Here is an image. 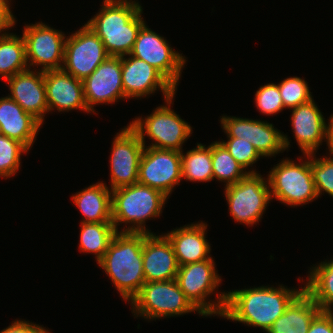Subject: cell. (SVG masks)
Wrapping results in <instances>:
<instances>
[{
  "instance_id": "cell-4",
  "label": "cell",
  "mask_w": 333,
  "mask_h": 333,
  "mask_svg": "<svg viewBox=\"0 0 333 333\" xmlns=\"http://www.w3.org/2000/svg\"><path fill=\"white\" fill-rule=\"evenodd\" d=\"M161 191L139 183L119 187L112 190V222L117 232L147 233L145 222L160 217L167 202ZM126 225L121 231L118 226Z\"/></svg>"
},
{
  "instance_id": "cell-33",
  "label": "cell",
  "mask_w": 333,
  "mask_h": 333,
  "mask_svg": "<svg viewBox=\"0 0 333 333\" xmlns=\"http://www.w3.org/2000/svg\"><path fill=\"white\" fill-rule=\"evenodd\" d=\"M311 171L317 196L325 191L333 198V158H316L315 153L311 154Z\"/></svg>"
},
{
  "instance_id": "cell-31",
  "label": "cell",
  "mask_w": 333,
  "mask_h": 333,
  "mask_svg": "<svg viewBox=\"0 0 333 333\" xmlns=\"http://www.w3.org/2000/svg\"><path fill=\"white\" fill-rule=\"evenodd\" d=\"M28 151L19 141L0 134V177L14 176L20 168L22 154Z\"/></svg>"
},
{
  "instance_id": "cell-37",
  "label": "cell",
  "mask_w": 333,
  "mask_h": 333,
  "mask_svg": "<svg viewBox=\"0 0 333 333\" xmlns=\"http://www.w3.org/2000/svg\"><path fill=\"white\" fill-rule=\"evenodd\" d=\"M307 333H333V311H321L312 320Z\"/></svg>"
},
{
  "instance_id": "cell-19",
  "label": "cell",
  "mask_w": 333,
  "mask_h": 333,
  "mask_svg": "<svg viewBox=\"0 0 333 333\" xmlns=\"http://www.w3.org/2000/svg\"><path fill=\"white\" fill-rule=\"evenodd\" d=\"M46 101L49 112H68L74 109L91 113L84 97L83 81L63 69L44 72Z\"/></svg>"
},
{
  "instance_id": "cell-1",
  "label": "cell",
  "mask_w": 333,
  "mask_h": 333,
  "mask_svg": "<svg viewBox=\"0 0 333 333\" xmlns=\"http://www.w3.org/2000/svg\"><path fill=\"white\" fill-rule=\"evenodd\" d=\"M259 286L237 289L226 293V303L221 317L267 332L290 303L304 290Z\"/></svg>"
},
{
  "instance_id": "cell-2",
  "label": "cell",
  "mask_w": 333,
  "mask_h": 333,
  "mask_svg": "<svg viewBox=\"0 0 333 333\" xmlns=\"http://www.w3.org/2000/svg\"><path fill=\"white\" fill-rule=\"evenodd\" d=\"M101 9L87 25L102 40L109 56L131 53L141 27L143 8L135 0H103Z\"/></svg>"
},
{
  "instance_id": "cell-23",
  "label": "cell",
  "mask_w": 333,
  "mask_h": 333,
  "mask_svg": "<svg viewBox=\"0 0 333 333\" xmlns=\"http://www.w3.org/2000/svg\"><path fill=\"white\" fill-rule=\"evenodd\" d=\"M83 219L80 223L112 222V190L102 181L72 195Z\"/></svg>"
},
{
  "instance_id": "cell-29",
  "label": "cell",
  "mask_w": 333,
  "mask_h": 333,
  "mask_svg": "<svg viewBox=\"0 0 333 333\" xmlns=\"http://www.w3.org/2000/svg\"><path fill=\"white\" fill-rule=\"evenodd\" d=\"M212 170L213 180L225 182V187L237 183L248 173H258L246 171L220 141L212 142Z\"/></svg>"
},
{
  "instance_id": "cell-8",
  "label": "cell",
  "mask_w": 333,
  "mask_h": 333,
  "mask_svg": "<svg viewBox=\"0 0 333 333\" xmlns=\"http://www.w3.org/2000/svg\"><path fill=\"white\" fill-rule=\"evenodd\" d=\"M135 318L156 320L197 312L176 280L145 282L138 295L129 303Z\"/></svg>"
},
{
  "instance_id": "cell-20",
  "label": "cell",
  "mask_w": 333,
  "mask_h": 333,
  "mask_svg": "<svg viewBox=\"0 0 333 333\" xmlns=\"http://www.w3.org/2000/svg\"><path fill=\"white\" fill-rule=\"evenodd\" d=\"M290 110V122L302 154H316L323 140L327 141V123L322 112L314 99Z\"/></svg>"
},
{
  "instance_id": "cell-28",
  "label": "cell",
  "mask_w": 333,
  "mask_h": 333,
  "mask_svg": "<svg viewBox=\"0 0 333 333\" xmlns=\"http://www.w3.org/2000/svg\"><path fill=\"white\" fill-rule=\"evenodd\" d=\"M182 179L193 182H210L213 180L212 143L206 147L197 143L196 148L181 152Z\"/></svg>"
},
{
  "instance_id": "cell-35",
  "label": "cell",
  "mask_w": 333,
  "mask_h": 333,
  "mask_svg": "<svg viewBox=\"0 0 333 333\" xmlns=\"http://www.w3.org/2000/svg\"><path fill=\"white\" fill-rule=\"evenodd\" d=\"M227 139L220 142L245 170L262 157L252 143L235 137H227Z\"/></svg>"
},
{
  "instance_id": "cell-7",
  "label": "cell",
  "mask_w": 333,
  "mask_h": 333,
  "mask_svg": "<svg viewBox=\"0 0 333 333\" xmlns=\"http://www.w3.org/2000/svg\"><path fill=\"white\" fill-rule=\"evenodd\" d=\"M175 96L165 99L166 105H160L147 117H136L129 125L138 133L144 147L177 150L182 152L183 143L192 134V127L170 108ZM145 135L152 139L145 146Z\"/></svg>"
},
{
  "instance_id": "cell-14",
  "label": "cell",
  "mask_w": 333,
  "mask_h": 333,
  "mask_svg": "<svg viewBox=\"0 0 333 333\" xmlns=\"http://www.w3.org/2000/svg\"><path fill=\"white\" fill-rule=\"evenodd\" d=\"M144 148L140 136L130 125L116 133L109 158L111 190L138 183Z\"/></svg>"
},
{
  "instance_id": "cell-30",
  "label": "cell",
  "mask_w": 333,
  "mask_h": 333,
  "mask_svg": "<svg viewBox=\"0 0 333 333\" xmlns=\"http://www.w3.org/2000/svg\"><path fill=\"white\" fill-rule=\"evenodd\" d=\"M291 145L286 134L274 128L272 123L255 120L254 147L263 157L283 153Z\"/></svg>"
},
{
  "instance_id": "cell-10",
  "label": "cell",
  "mask_w": 333,
  "mask_h": 333,
  "mask_svg": "<svg viewBox=\"0 0 333 333\" xmlns=\"http://www.w3.org/2000/svg\"><path fill=\"white\" fill-rule=\"evenodd\" d=\"M26 61L29 69L36 65L40 71L62 69L67 36L43 22L24 26Z\"/></svg>"
},
{
  "instance_id": "cell-32",
  "label": "cell",
  "mask_w": 333,
  "mask_h": 333,
  "mask_svg": "<svg viewBox=\"0 0 333 333\" xmlns=\"http://www.w3.org/2000/svg\"><path fill=\"white\" fill-rule=\"evenodd\" d=\"M284 108L292 109L313 99L307 81L288 77L278 84Z\"/></svg>"
},
{
  "instance_id": "cell-17",
  "label": "cell",
  "mask_w": 333,
  "mask_h": 333,
  "mask_svg": "<svg viewBox=\"0 0 333 333\" xmlns=\"http://www.w3.org/2000/svg\"><path fill=\"white\" fill-rule=\"evenodd\" d=\"M33 70L16 73L5 81L9 85L8 96L43 125L44 117L49 113L44 72L36 71V68Z\"/></svg>"
},
{
  "instance_id": "cell-40",
  "label": "cell",
  "mask_w": 333,
  "mask_h": 333,
  "mask_svg": "<svg viewBox=\"0 0 333 333\" xmlns=\"http://www.w3.org/2000/svg\"><path fill=\"white\" fill-rule=\"evenodd\" d=\"M329 122L327 124V141L326 144L328 146L329 155L333 158V114L328 119Z\"/></svg>"
},
{
  "instance_id": "cell-41",
  "label": "cell",
  "mask_w": 333,
  "mask_h": 333,
  "mask_svg": "<svg viewBox=\"0 0 333 333\" xmlns=\"http://www.w3.org/2000/svg\"><path fill=\"white\" fill-rule=\"evenodd\" d=\"M2 1H4L5 3H7L10 6V3H9L10 0H2Z\"/></svg>"
},
{
  "instance_id": "cell-12",
  "label": "cell",
  "mask_w": 333,
  "mask_h": 333,
  "mask_svg": "<svg viewBox=\"0 0 333 333\" xmlns=\"http://www.w3.org/2000/svg\"><path fill=\"white\" fill-rule=\"evenodd\" d=\"M167 42L145 23L138 33L130 55L155 67L177 88L187 60Z\"/></svg>"
},
{
  "instance_id": "cell-3",
  "label": "cell",
  "mask_w": 333,
  "mask_h": 333,
  "mask_svg": "<svg viewBox=\"0 0 333 333\" xmlns=\"http://www.w3.org/2000/svg\"><path fill=\"white\" fill-rule=\"evenodd\" d=\"M143 233L117 232L98 262L123 300L131 302L145 283Z\"/></svg>"
},
{
  "instance_id": "cell-18",
  "label": "cell",
  "mask_w": 333,
  "mask_h": 333,
  "mask_svg": "<svg viewBox=\"0 0 333 333\" xmlns=\"http://www.w3.org/2000/svg\"><path fill=\"white\" fill-rule=\"evenodd\" d=\"M142 257L145 282L175 280L179 264L165 235L143 233Z\"/></svg>"
},
{
  "instance_id": "cell-25",
  "label": "cell",
  "mask_w": 333,
  "mask_h": 333,
  "mask_svg": "<svg viewBox=\"0 0 333 333\" xmlns=\"http://www.w3.org/2000/svg\"><path fill=\"white\" fill-rule=\"evenodd\" d=\"M304 291L322 311H333V259L310 268Z\"/></svg>"
},
{
  "instance_id": "cell-27",
  "label": "cell",
  "mask_w": 333,
  "mask_h": 333,
  "mask_svg": "<svg viewBox=\"0 0 333 333\" xmlns=\"http://www.w3.org/2000/svg\"><path fill=\"white\" fill-rule=\"evenodd\" d=\"M80 224V252L94 254L98 263L106 253L113 236L117 233L113 222H89Z\"/></svg>"
},
{
  "instance_id": "cell-39",
  "label": "cell",
  "mask_w": 333,
  "mask_h": 333,
  "mask_svg": "<svg viewBox=\"0 0 333 333\" xmlns=\"http://www.w3.org/2000/svg\"><path fill=\"white\" fill-rule=\"evenodd\" d=\"M10 7L11 6H9L7 3L0 0V36L8 33L7 30H11L12 27H14L16 24L15 16L10 10Z\"/></svg>"
},
{
  "instance_id": "cell-5",
  "label": "cell",
  "mask_w": 333,
  "mask_h": 333,
  "mask_svg": "<svg viewBox=\"0 0 333 333\" xmlns=\"http://www.w3.org/2000/svg\"><path fill=\"white\" fill-rule=\"evenodd\" d=\"M215 267L211 256L207 260L179 266L175 278L186 298L205 317H221L226 303L227 292L217 294L216 301L208 299L222 281Z\"/></svg>"
},
{
  "instance_id": "cell-9",
  "label": "cell",
  "mask_w": 333,
  "mask_h": 333,
  "mask_svg": "<svg viewBox=\"0 0 333 333\" xmlns=\"http://www.w3.org/2000/svg\"><path fill=\"white\" fill-rule=\"evenodd\" d=\"M229 214L235 222L252 226L261 221L271 199L268 179L260 173H248L240 181L225 187Z\"/></svg>"
},
{
  "instance_id": "cell-22",
  "label": "cell",
  "mask_w": 333,
  "mask_h": 333,
  "mask_svg": "<svg viewBox=\"0 0 333 333\" xmlns=\"http://www.w3.org/2000/svg\"><path fill=\"white\" fill-rule=\"evenodd\" d=\"M40 127L42 124L12 98H0V129L3 135L19 141L30 150Z\"/></svg>"
},
{
  "instance_id": "cell-36",
  "label": "cell",
  "mask_w": 333,
  "mask_h": 333,
  "mask_svg": "<svg viewBox=\"0 0 333 333\" xmlns=\"http://www.w3.org/2000/svg\"><path fill=\"white\" fill-rule=\"evenodd\" d=\"M221 128L227 137L241 138L254 146L255 120L236 116L223 115L220 119Z\"/></svg>"
},
{
  "instance_id": "cell-34",
  "label": "cell",
  "mask_w": 333,
  "mask_h": 333,
  "mask_svg": "<svg viewBox=\"0 0 333 333\" xmlns=\"http://www.w3.org/2000/svg\"><path fill=\"white\" fill-rule=\"evenodd\" d=\"M254 99L259 112L267 116L278 114L285 109L278 84L275 83L260 86Z\"/></svg>"
},
{
  "instance_id": "cell-11",
  "label": "cell",
  "mask_w": 333,
  "mask_h": 333,
  "mask_svg": "<svg viewBox=\"0 0 333 333\" xmlns=\"http://www.w3.org/2000/svg\"><path fill=\"white\" fill-rule=\"evenodd\" d=\"M108 56L102 40L91 27L84 24L66 38L62 69L83 81Z\"/></svg>"
},
{
  "instance_id": "cell-38",
  "label": "cell",
  "mask_w": 333,
  "mask_h": 333,
  "mask_svg": "<svg viewBox=\"0 0 333 333\" xmlns=\"http://www.w3.org/2000/svg\"><path fill=\"white\" fill-rule=\"evenodd\" d=\"M46 327L25 320H16L0 333H51Z\"/></svg>"
},
{
  "instance_id": "cell-24",
  "label": "cell",
  "mask_w": 333,
  "mask_h": 333,
  "mask_svg": "<svg viewBox=\"0 0 333 333\" xmlns=\"http://www.w3.org/2000/svg\"><path fill=\"white\" fill-rule=\"evenodd\" d=\"M320 307L303 290L276 319L267 333H307Z\"/></svg>"
},
{
  "instance_id": "cell-13",
  "label": "cell",
  "mask_w": 333,
  "mask_h": 333,
  "mask_svg": "<svg viewBox=\"0 0 333 333\" xmlns=\"http://www.w3.org/2000/svg\"><path fill=\"white\" fill-rule=\"evenodd\" d=\"M182 180L181 152L145 147L138 171V183L161 191L167 197Z\"/></svg>"
},
{
  "instance_id": "cell-6",
  "label": "cell",
  "mask_w": 333,
  "mask_h": 333,
  "mask_svg": "<svg viewBox=\"0 0 333 333\" xmlns=\"http://www.w3.org/2000/svg\"><path fill=\"white\" fill-rule=\"evenodd\" d=\"M306 161L281 160L269 171L268 182L271 199H277L291 207L302 206L318 198L311 171V154Z\"/></svg>"
},
{
  "instance_id": "cell-16",
  "label": "cell",
  "mask_w": 333,
  "mask_h": 333,
  "mask_svg": "<svg viewBox=\"0 0 333 333\" xmlns=\"http://www.w3.org/2000/svg\"><path fill=\"white\" fill-rule=\"evenodd\" d=\"M87 108L94 113V106L113 104L127 99L123 91L120 56H108L97 69L83 80Z\"/></svg>"
},
{
  "instance_id": "cell-26",
  "label": "cell",
  "mask_w": 333,
  "mask_h": 333,
  "mask_svg": "<svg viewBox=\"0 0 333 333\" xmlns=\"http://www.w3.org/2000/svg\"><path fill=\"white\" fill-rule=\"evenodd\" d=\"M28 69L23 37L9 32L0 36L1 79L6 80Z\"/></svg>"
},
{
  "instance_id": "cell-21",
  "label": "cell",
  "mask_w": 333,
  "mask_h": 333,
  "mask_svg": "<svg viewBox=\"0 0 333 333\" xmlns=\"http://www.w3.org/2000/svg\"><path fill=\"white\" fill-rule=\"evenodd\" d=\"M207 226L201 221L164 234L173 246L179 266L211 258V245L206 239Z\"/></svg>"
},
{
  "instance_id": "cell-15",
  "label": "cell",
  "mask_w": 333,
  "mask_h": 333,
  "mask_svg": "<svg viewBox=\"0 0 333 333\" xmlns=\"http://www.w3.org/2000/svg\"><path fill=\"white\" fill-rule=\"evenodd\" d=\"M129 56V57H126ZM124 95L141 98L161 90L165 99L174 96L177 88L155 67L130 54L121 56Z\"/></svg>"
}]
</instances>
